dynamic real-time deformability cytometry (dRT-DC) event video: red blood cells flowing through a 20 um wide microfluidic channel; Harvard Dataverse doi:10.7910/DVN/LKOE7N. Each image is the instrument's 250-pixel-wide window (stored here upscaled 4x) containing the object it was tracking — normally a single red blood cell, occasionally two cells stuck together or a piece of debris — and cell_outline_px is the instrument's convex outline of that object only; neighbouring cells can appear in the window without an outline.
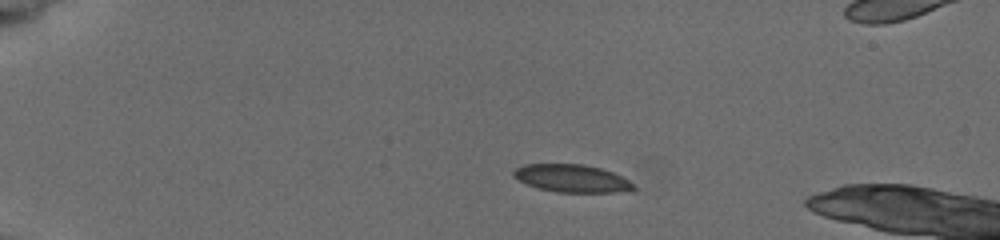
{"species": "common noctule bat (a hibernating species)", "species_latin": "Nyctalus noctula", "temperature_condition": "cold", "stored_images_in_passage": 7, "camera_frame_rate_fps": 3000, "um_per_image_px": 0.085, "animal": {"sex": "female", "body_mass_g": 19.5, "forearm_length_mm": 54.1}, "frame": {"image": 1, "passage_image": 4, "time_ms": 3.333, "image_size_px": [1000, 240], "cell_outline_px": [[636, 192], [556, 192], [536, 188], [512, 176], [512, 172], [516, 168], [524, 164], [584, 164], [600, 168], [612, 172], [628, 180], [636, 188]], "centroid_in_image_um": [48.63, 15.17], "position_along_channel_um": 36.4, "area_um2": 19.48}}